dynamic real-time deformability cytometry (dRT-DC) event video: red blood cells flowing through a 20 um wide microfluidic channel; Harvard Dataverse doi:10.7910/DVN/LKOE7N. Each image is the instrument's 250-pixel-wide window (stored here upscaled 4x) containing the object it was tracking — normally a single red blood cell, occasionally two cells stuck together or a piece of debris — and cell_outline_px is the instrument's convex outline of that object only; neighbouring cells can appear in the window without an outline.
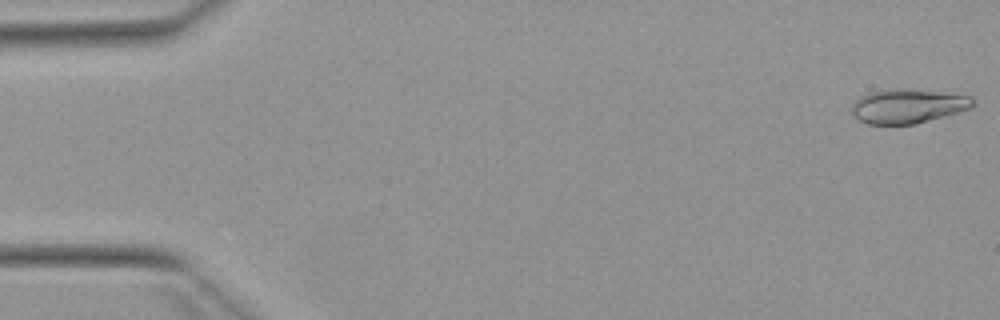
{"species": "Egyptian fruit bat (a non-hibernating species)", "species_latin": "Rousettus aegyptiacus", "temperature_condition": "warm", "stored_images_in_passage": 52, "camera_frame_rate_fps": 3000, "um_per_image_px": 0.085, "animal": {"sex": "female"}, "frame": {"image": 1, "passage_image": 1, "time_ms": 0.0, "image_size_px": [1000, 320], "cell_outline_px": [[976, 100], [972, 108], [916, 124], [868, 124], [860, 120], [852, 112], [852, 104], [860, 96], [868, 92], [892, 88], [896, 88], [936, 92], [972, 96]], "centroid_in_image_um": [77.17, 9.02], "position_along_channel_um": 7.8, "area_um2": 24.04}}
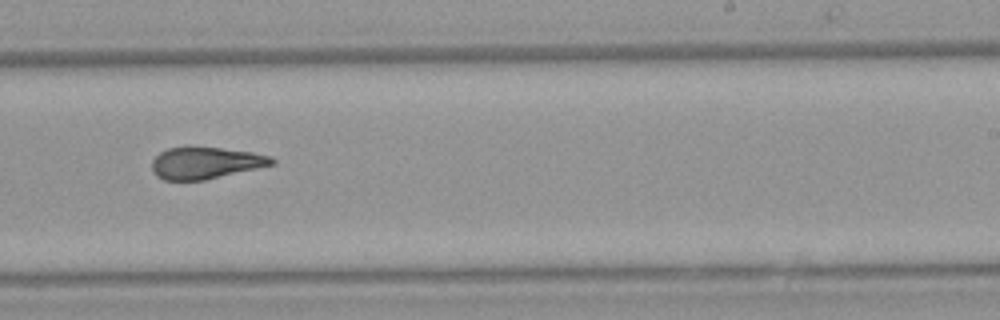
{"frame": {"image": 2, "passage_image": 32, "time_ms": 10.333, "image_size_px": [1000, 320], "cell_outline_px": [[276, 164], [204, 180], [164, 180], [156, 176], [152, 172], [152, 160], [160, 152], [168, 148], [220, 148], [252, 152], [272, 156], [276, 160]], "centroid_in_image_um": [17.49, 13.86], "position_along_channel_um": 271.5, "area_um2": 22.02}}
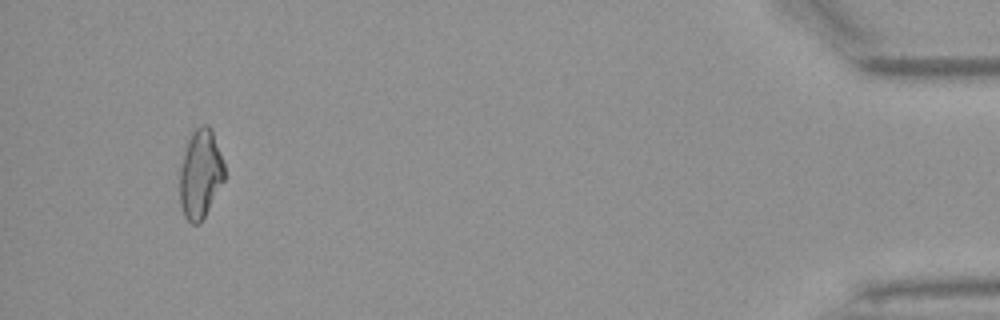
{"frame": {"image": 3, "passage_image": 49, "time_ms": 16.0, "image_size_px": [1000, 320], "cell_outline_px": [[224, 180], [200, 224], [192, 224], [184, 216], [180, 204], [180, 168], [184, 152], [188, 140], [192, 132], [200, 124], [208, 124], [212, 128], [224, 164]], "centroid_in_image_um": [17.03, 14.77], "position_along_channel_um": 418.2, "area_um2": 23.12}, "authors_computed_cell_mechanics": {"area_um2": 23.1778, "velocity_mm_per_s": 3.9309, "shape_relaxation_time_tau1_ms": null, "shape_relaxation_time_tau2_ms": 3.0735, "deformation_change_tau1": null, "deformation_change_tau2": 0.1118}}